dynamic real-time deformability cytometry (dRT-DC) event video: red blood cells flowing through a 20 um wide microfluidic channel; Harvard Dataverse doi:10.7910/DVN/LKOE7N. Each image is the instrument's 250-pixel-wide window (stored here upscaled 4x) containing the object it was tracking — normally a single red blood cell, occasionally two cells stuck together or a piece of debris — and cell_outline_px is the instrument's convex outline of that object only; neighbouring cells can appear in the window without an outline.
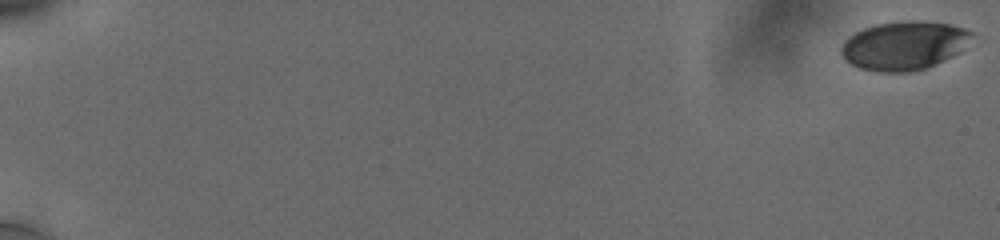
{"species": "human", "species_latin": "Homo sapiens", "temperature_condition": "cold", "stored_images_in_passage": 58, "camera_frame_rate_fps": 3000, "um_per_image_px": 0.085, "donor": {"sex": "male"}, "frame": {"image": 1, "passage_image": 1, "time_ms": 0.0, "image_size_px": [1000, 240], "cell_outline_px": [[976, 32], [960, 52], [928, 68], [912, 72], [880, 72], [860, 68], [852, 64], [840, 52], [840, 48], [844, 40], [848, 36], [864, 28], [876, 24], [912, 20], [916, 20], [948, 24], [964, 28]], "centroid_in_image_um": [76.87, 3.87], "position_along_channel_um": 8.1, "area_um2": 37.11}}
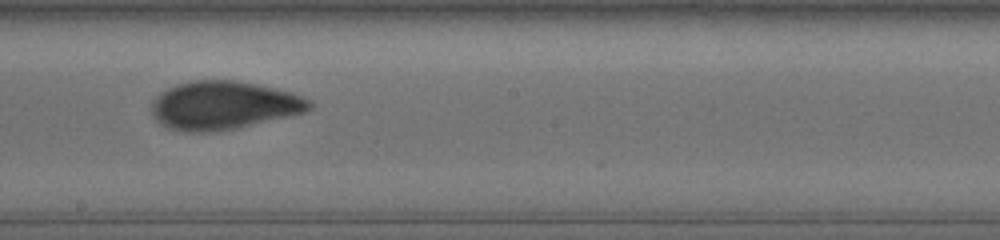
{"frame": {"image": 2, "passage_image": 36, "time_ms": 11.667, "image_size_px": [1000, 240], "cell_outline_px": [[312, 108], [304, 112], [288, 116], [232, 128], [204, 132], [188, 132], [168, 128], [160, 124], [156, 120], [152, 112], [152, 100], [160, 92], [176, 84], [196, 80], [232, 80], [256, 84], [292, 92], [312, 100]], "centroid_in_image_um": [18.98, 8.94], "position_along_channel_um": 229.2, "area_um2": 44.04}}
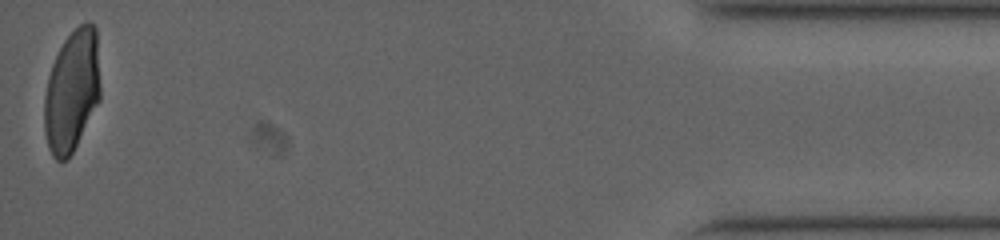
{"frame": {"image": 3, "passage_image": 58, "time_ms": 19.0, "image_size_px": [1000, 240], "cell_outline_px": [[100, 100], [68, 160], [56, 160], [52, 156], [48, 148], [44, 132], [44, 96], [48, 76], [52, 64], [64, 40], [80, 24], [88, 20], [92, 20], [96, 28], [100, 88]], "centroid_in_image_um": [6.11, 7.73], "position_along_channel_um": 429.1, "area_um2": 40.0}, "authors_computed_cell_mechanics": {"area_um2": 41.1825, "velocity_mm_per_s": 3.7563, "shape_relaxation_time_tau1_ms": 7.1404, "shape_relaxation_time_tau2_ms": 1.0195, "deformation_change_tau1": 0.2002, "deformation_change_tau2": 0.0583}}